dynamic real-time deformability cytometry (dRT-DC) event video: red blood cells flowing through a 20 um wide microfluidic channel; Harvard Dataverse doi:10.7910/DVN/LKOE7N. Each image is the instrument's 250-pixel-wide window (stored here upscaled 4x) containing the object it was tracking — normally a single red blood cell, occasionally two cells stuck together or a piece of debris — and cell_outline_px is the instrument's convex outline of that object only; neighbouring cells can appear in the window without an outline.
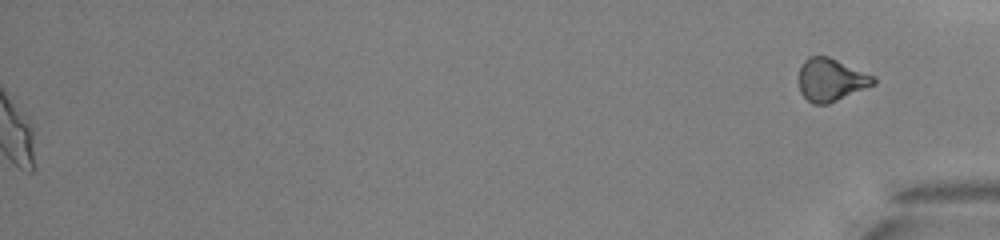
{"species": "common noctule bat (a hibernating species)", "species_latin": "Nyctalus noctula", "temperature_condition": "warm", "stored_images_in_passage": 45, "segment_of_instrument_passage": [2, 2], "camera_frame_rate_fps": 3000, "um_per_image_px": 0.085, "animal": {"sex": "male", "body_mass_g": 13.0, "forearm_length_mm": 53.1}, "frame": {"image": 1, "passage_image": 45, "time_ms": 14.667, "image_size_px": [1000, 240], "cell_outline_px": [[876, 84], [828, 104], [812, 104], [800, 92], [800, 68], [804, 60], [808, 56], [828, 56], [876, 76]], "centroid_in_image_um": [70.66, 6.78], "position_along_channel_um": 364.5, "area_um2": 18.61}}